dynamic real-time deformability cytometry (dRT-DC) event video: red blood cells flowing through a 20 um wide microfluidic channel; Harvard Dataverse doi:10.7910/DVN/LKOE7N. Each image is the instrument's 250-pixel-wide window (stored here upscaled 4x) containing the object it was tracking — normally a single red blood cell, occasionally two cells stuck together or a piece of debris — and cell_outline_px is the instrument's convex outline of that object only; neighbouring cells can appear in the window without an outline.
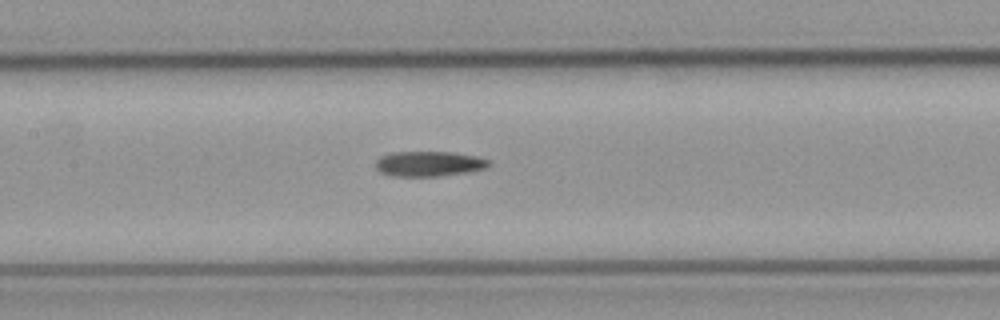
{"species": "common noctule bat (a hibernating species)", "species_latin": "Nyctalus noctula", "temperature_condition": "cold", "stored_images_in_passage": 5, "camera_frame_rate_fps": 3000, "um_per_image_px": 0.085, "animal": {"sex": "male", "body_mass_g": 23.1, "forearm_length_mm": 52.7}, "frame": {"image": 1, "passage_image": 5, "time_ms": 5.667, "image_size_px": [1000, 320], "cell_outline_px": [[492, 164], [484, 168], [464, 172], [436, 176], [392, 176], [380, 172], [376, 168], [376, 160], [380, 156], [392, 152], [452, 152], [476, 156], [488, 160]], "centroid_in_image_um": [36.41, 13.91], "position_along_channel_um": 171.0, "area_um2": 16.42}}